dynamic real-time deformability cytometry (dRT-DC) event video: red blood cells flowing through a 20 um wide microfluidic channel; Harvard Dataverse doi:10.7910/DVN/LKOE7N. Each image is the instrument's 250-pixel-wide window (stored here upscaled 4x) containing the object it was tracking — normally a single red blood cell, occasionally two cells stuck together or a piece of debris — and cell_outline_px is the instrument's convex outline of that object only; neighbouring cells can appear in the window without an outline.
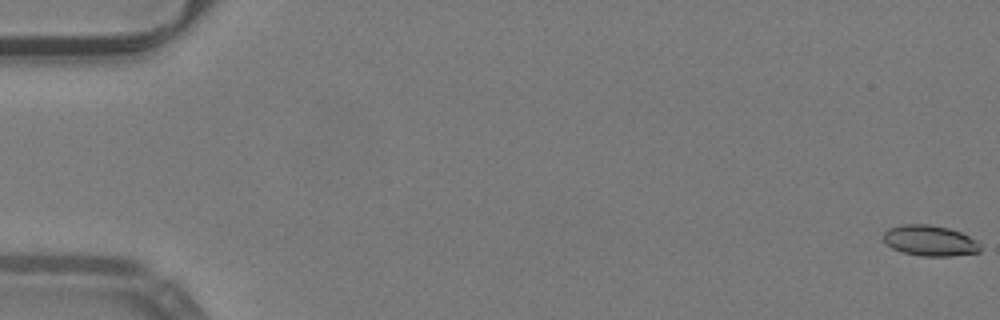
{"species": "common noctule bat (a hibernating species)", "species_latin": "Nyctalus noctula", "temperature_condition": "warm", "stored_images_in_passage": 53, "camera_frame_rate_fps": 3000, "um_per_image_px": 0.085, "animal": {"sex": "male", "body_mass_g": 19.2, "forearm_length_mm": 51.8}, "frame": {"image": 1, "passage_image": 1, "time_ms": 0.0, "image_size_px": [1000, 320], "cell_outline_px": [[980, 252], [952, 256], [920, 256], [904, 252], [892, 248], [884, 244], [880, 236], [888, 228], [904, 224], [928, 224], [948, 228], [960, 232], [976, 240], [980, 244]], "centroid_in_image_um": [78.99, 20.45], "position_along_channel_um": 6.0, "area_um2": 17.51}}
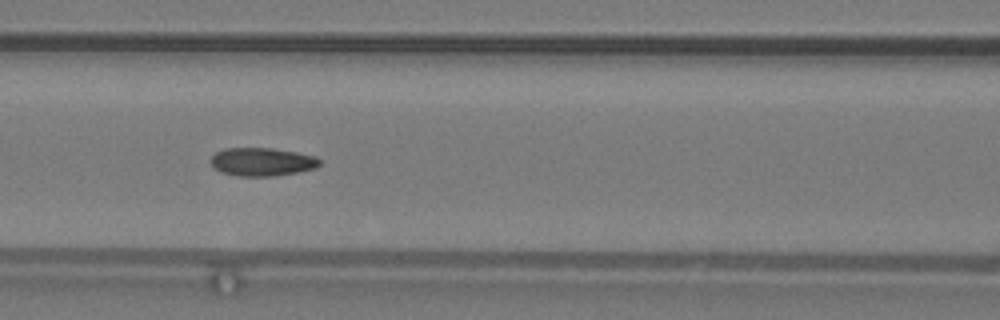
{"frame": {"image": 2, "passage_image": 24, "time_ms": 7.667, "image_size_px": [1000, 320], "cell_outline_px": [[320, 164], [316, 168], [300, 172], [272, 176], [240, 176], [220, 172], [212, 164], [212, 156], [216, 152], [224, 148], [272, 148], [296, 152], [316, 156], [320, 160]], "centroid_in_image_um": [22.31, 13.75], "position_along_channel_um": 144.3, "area_um2": 17.92}}
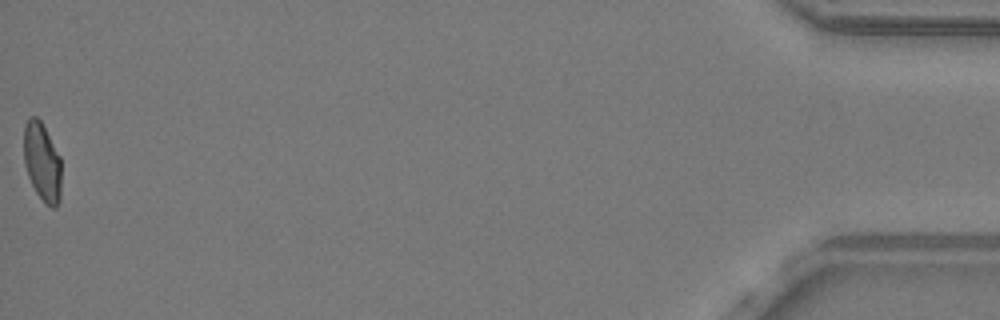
{"frame": {"image": 3, "passage_image": 53, "time_ms": 17.333, "image_size_px": [1000, 320], "cell_outline_px": [[60, 200], [56, 208], [52, 208], [44, 204], [36, 192], [28, 176], [24, 164], [24, 124], [32, 116], [36, 116], [40, 120], [60, 156]], "centroid_in_image_um": [3.57, 13.8], "position_along_channel_um": 431.6, "area_um2": 17.17}, "authors_computed_cell_mechanics": {"area_um2": 17.6868, "velocity_mm_per_s": 4.0182, "shape_relaxation_time_tau1_ms": 9.9668, "shape_relaxation_time_tau2_ms": 1.844, "deformation_change_tau1": 0.2302, "deformation_change_tau2": 0.0786}}